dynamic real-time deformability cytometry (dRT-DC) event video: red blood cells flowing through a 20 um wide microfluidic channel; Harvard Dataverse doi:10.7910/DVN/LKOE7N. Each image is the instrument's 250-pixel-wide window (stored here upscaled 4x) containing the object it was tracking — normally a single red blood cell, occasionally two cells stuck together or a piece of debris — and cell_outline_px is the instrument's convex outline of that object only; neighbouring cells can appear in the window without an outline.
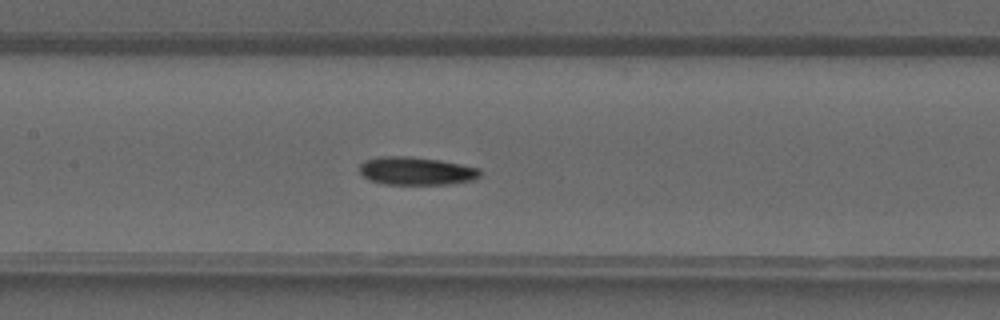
{"species": "common noctule bat (a hibernating species)", "species_latin": "Nyctalus noctula", "temperature_condition": "warm", "stored_images_in_passage": 36, "camera_frame_rate_fps": 3000, "um_per_image_px": 0.085, "animal": {"sex": "male", "forearm_length_mm": 52.5}, "frame": {"image": 1, "passage_image": 14, "time_ms": 4.333, "image_size_px": [1000, 320], "cell_outline_px": [[480, 176], [476, 180], [448, 184], [384, 184], [372, 180], [364, 176], [360, 172], [360, 164], [364, 160], [380, 156], [412, 156], [440, 160], [480, 168]], "centroid_in_image_um": [35.4, 14.52], "position_along_channel_um": 172.0, "area_um2": 19.77}}
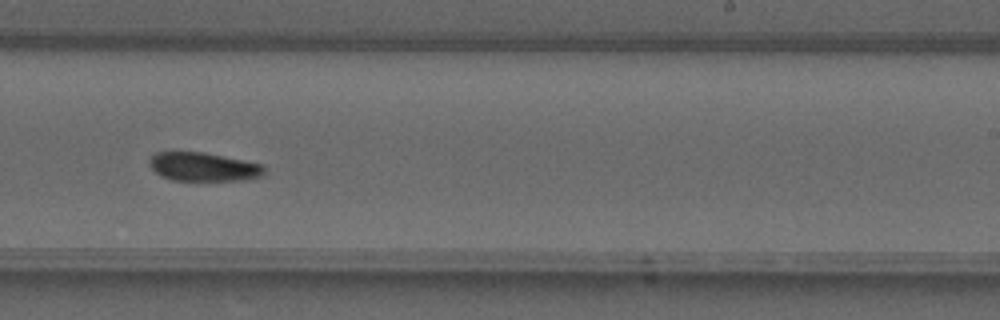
{"frame": {"image": 2, "passage_image": 20, "time_ms": 6.333, "image_size_px": [1000, 320], "cell_outline_px": [[268, 172], [264, 176], [244, 180], [172, 180], [160, 176], [148, 164], [148, 160], [156, 152], [204, 152], [260, 164]], "centroid_in_image_um": [17.29, 14.19], "position_along_channel_um": 271.7, "area_um2": 19.19}}
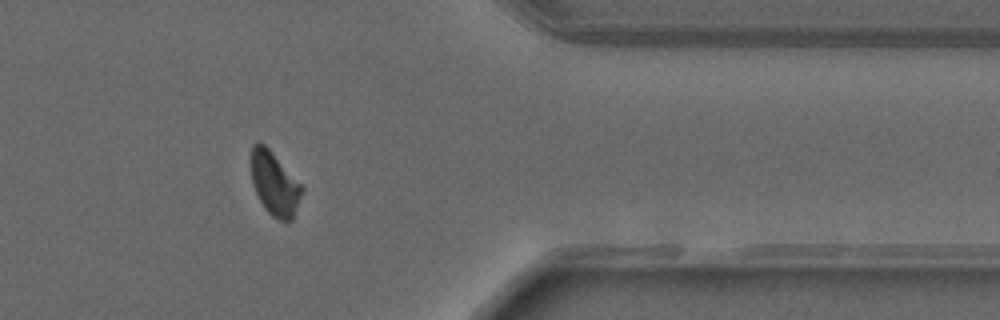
{"frame": {"image": 3, "passage_image": 28, "time_ms": 9.0, "image_size_px": [1000, 320], "cell_outline_px": [[304, 188], [292, 220], [280, 220], [272, 216], [264, 208], [252, 184], [248, 160], [252, 144], [264, 144], [268, 148]], "centroid_in_image_um": [23.28, 15.59], "position_along_channel_um": 388.1, "area_um2": 18.79}}